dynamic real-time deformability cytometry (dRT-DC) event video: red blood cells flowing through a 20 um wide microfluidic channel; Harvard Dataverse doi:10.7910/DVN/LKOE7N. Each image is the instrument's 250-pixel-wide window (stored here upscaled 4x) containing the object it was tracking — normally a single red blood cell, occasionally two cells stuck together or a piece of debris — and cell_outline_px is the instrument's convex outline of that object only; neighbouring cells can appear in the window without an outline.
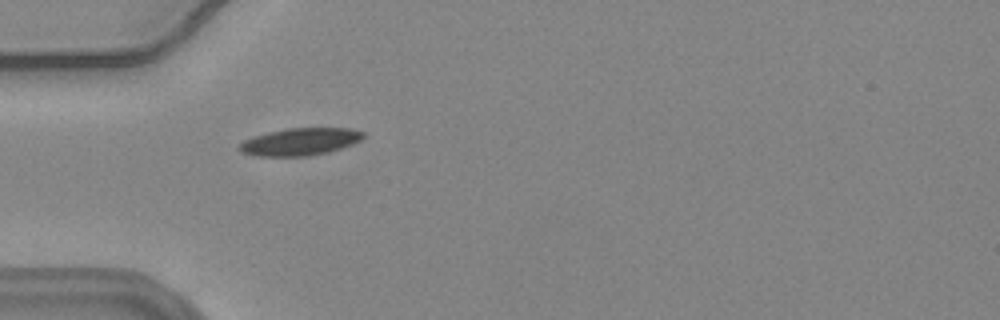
{"species": "common noctule bat (a hibernating species)", "species_latin": "Nyctalus noctula", "temperature_condition": "warm", "stored_images_in_passage": 52, "camera_frame_rate_fps": 3000, "um_per_image_px": 0.085, "animal": {"sex": "female", "body_mass_g": 24.6, "forearm_length_mm": 56.2}, "frame": {"image": 1, "passage_image": 13, "time_ms": 4.0, "image_size_px": [1000, 320], "cell_outline_px": [[364, 136], [360, 140], [352, 144], [328, 152], [308, 156], [256, 156], [240, 152], [236, 148], [244, 140], [252, 136], [268, 132], [288, 128], [348, 128], [364, 132]], "centroid_in_image_um": [25.45, 12.05], "position_along_channel_um": 59.5, "area_um2": 19.77}}
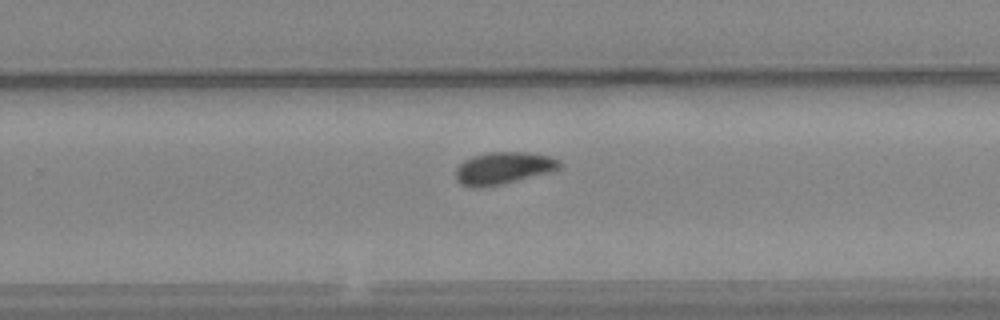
{"frame": {"image": 2, "passage_image": 32, "time_ms": 10.333, "image_size_px": [1000, 320], "cell_outline_px": [[564, 164], [560, 168], [552, 172], [504, 184], [484, 188], [472, 188], [460, 184], [456, 180], [456, 168], [464, 160], [472, 156], [488, 152], [528, 152], [552, 156], [560, 160]], "centroid_in_image_um": [42.82, 14.3], "position_along_channel_um": 287.0, "area_um2": 20.06}}
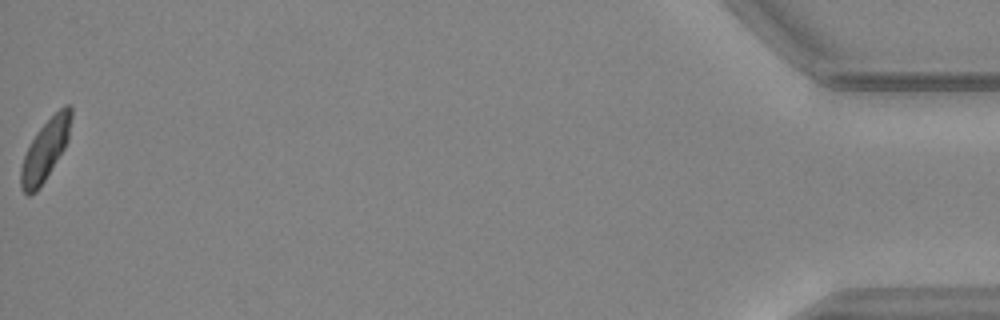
{"frame": {"image": 3, "passage_image": 52, "time_ms": 17.0, "image_size_px": [1000, 320], "cell_outline_px": [[72, 116], [68, 140], [64, 148], [44, 180], [36, 192], [28, 196], [20, 188], [20, 168], [24, 156], [36, 132], [64, 104], [68, 104], [72, 108]], "centroid_in_image_um": [3.84, 12.74], "position_along_channel_um": 431.4, "area_um2": 17.51}, "authors_computed_cell_mechanics": {"area_um2": 18.9584, "velocity_mm_per_s": 3.6578, "shape_relaxation_time_tau1_ms": 5.6509, "shape_relaxation_time_tau2_ms": null, "deformation_change_tau1": 0.1276, "deformation_change_tau2": null}}